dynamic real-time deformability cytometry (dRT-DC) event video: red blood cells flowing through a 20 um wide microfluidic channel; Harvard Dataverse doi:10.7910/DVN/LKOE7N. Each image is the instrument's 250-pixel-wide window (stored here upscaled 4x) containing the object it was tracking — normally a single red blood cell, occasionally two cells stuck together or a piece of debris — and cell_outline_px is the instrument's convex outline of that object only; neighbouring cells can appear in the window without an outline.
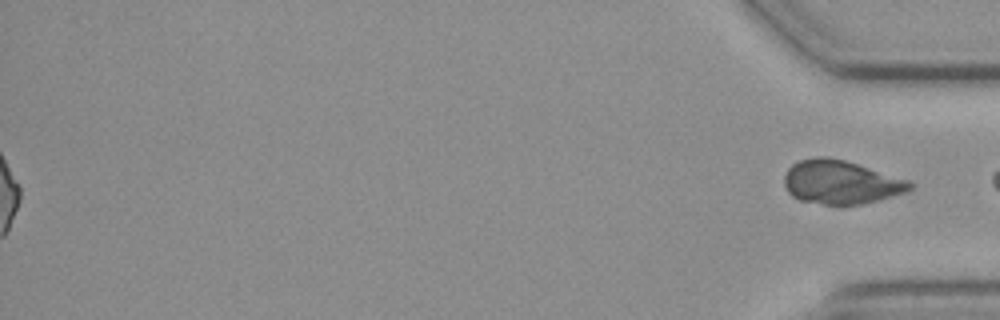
{"species": "common noctule bat (a hibernating species)", "species_latin": "Nyctalus noctula", "temperature_condition": "cold", "stored_images_in_passage": 58, "segment_of_instrument_passage": [2, 2], "camera_frame_rate_fps": 3000, "um_per_image_px": 0.085, "animal": {"sex": "female", "body_mass_g": 19.3, "forearm_length_mm": 54.1}, "frame": {"image": 1, "passage_image": 58, "time_ms": 19.0, "image_size_px": [1000, 320], "cell_outline_px": [[912, 188], [908, 192], [860, 204], [840, 208], [800, 200], [792, 196], [788, 192], [784, 184], [784, 176], [788, 168], [792, 164], [800, 160], [816, 156], [828, 156], [844, 160], [908, 180], [912, 184]], "centroid_in_image_um": [71.43, 15.51], "position_along_channel_um": 363.8, "area_um2": 32.31}}